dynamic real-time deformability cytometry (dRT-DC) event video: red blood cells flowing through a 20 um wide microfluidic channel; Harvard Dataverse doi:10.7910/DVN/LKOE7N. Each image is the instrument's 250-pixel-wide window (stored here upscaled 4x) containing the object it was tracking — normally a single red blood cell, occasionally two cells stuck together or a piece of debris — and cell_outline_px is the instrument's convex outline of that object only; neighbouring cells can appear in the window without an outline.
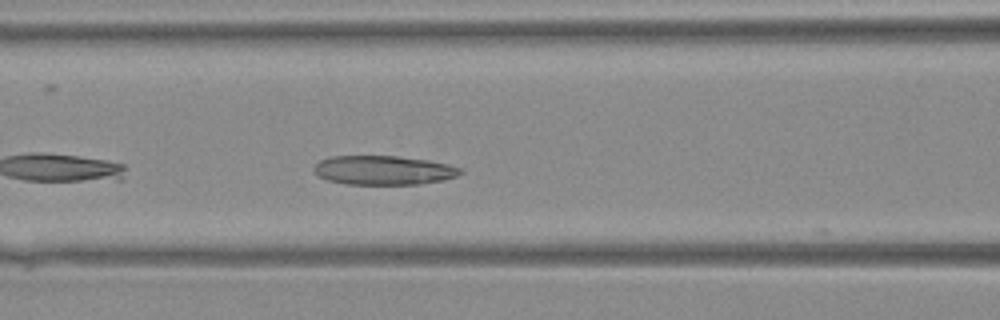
{"species": "Egyptian fruit bat (a non-hibernating species)", "species_latin": "Rousettus aegyptiacus", "temperature_condition": "warm", "stored_images_in_passage": 14, "camera_frame_rate_fps": 3000, "um_per_image_px": 0.085, "animal": {"sex": "female"}, "frame": {"image": 1, "passage_image": 11, "time_ms": 3.333, "image_size_px": [1000, 320], "cell_outline_px": [[464, 172], [456, 176], [444, 180], [420, 184], [348, 184], [328, 180], [320, 176], [312, 168], [320, 160], [332, 156], [396, 156], [428, 160], [448, 164], [460, 168]], "centroid_in_image_um": [32.62, 14.47], "position_along_channel_um": 134.0, "area_um2": 24.74}}